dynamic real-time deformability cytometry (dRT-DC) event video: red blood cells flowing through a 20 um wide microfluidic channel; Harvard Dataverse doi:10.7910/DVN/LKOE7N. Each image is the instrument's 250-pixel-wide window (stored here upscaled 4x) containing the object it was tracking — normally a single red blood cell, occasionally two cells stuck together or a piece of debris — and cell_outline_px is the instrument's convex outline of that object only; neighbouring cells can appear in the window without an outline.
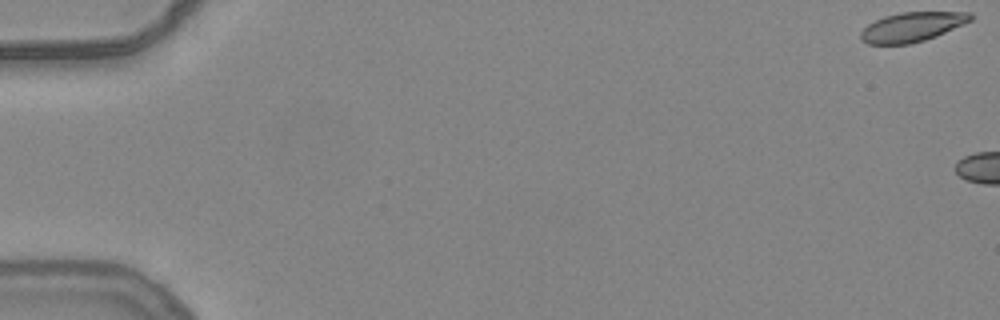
{"species": "common noctule bat (a hibernating species)", "species_latin": "Nyctalus noctula", "temperature_condition": "warm", "stored_images_in_passage": 4, "camera_frame_rate_fps": 3000, "um_per_image_px": 0.085, "animal": {"sex": "female", "body_mass_g": 24.6, "forearm_length_mm": 56.2}, "frame": {"image": 1, "passage_image": 1, "time_ms": 0.0, "image_size_px": [1000, 320], "cell_outline_px": [[972, 20], [936, 36], [924, 40], [908, 44], [868, 44], [860, 40], [860, 32], [868, 24], [884, 16], [900, 12], [972, 12]], "centroid_in_image_um": [77.5, 2.29], "position_along_channel_um": 7.5, "area_um2": 18.79}}